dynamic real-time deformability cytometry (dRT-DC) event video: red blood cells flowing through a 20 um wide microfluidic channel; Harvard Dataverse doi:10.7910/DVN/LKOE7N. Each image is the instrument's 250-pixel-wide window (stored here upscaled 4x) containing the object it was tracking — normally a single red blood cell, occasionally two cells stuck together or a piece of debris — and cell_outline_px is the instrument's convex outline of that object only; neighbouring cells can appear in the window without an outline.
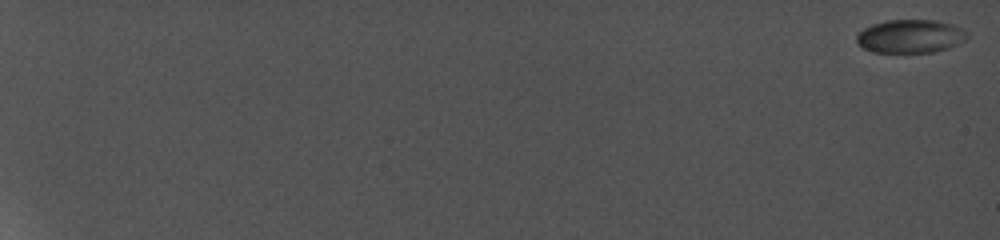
{"species": "common noctule bat (a hibernating species)", "species_latin": "Nyctalus noctula", "temperature_condition": "cold", "stored_images_in_passage": 14, "camera_frame_rate_fps": 5000, "um_per_image_px": 0.085, "animal": {"sex": "female", "body_mass_g": 19.0, "forearm_length_mm": 56.7}, "frame": {"image": 1, "passage_image": 1, "time_ms": 0.0, "image_size_px": [1000, 240], "cell_outline_px": [[968, 36], [964, 40], [948, 48], [932, 52], [872, 52], [856, 44], [856, 36], [864, 28], [872, 24], [888, 20], [932, 20], [952, 24], [968, 32]], "centroid_in_image_um": [77.35, 3.08], "position_along_channel_um": 7.7, "area_um2": 21.39}}
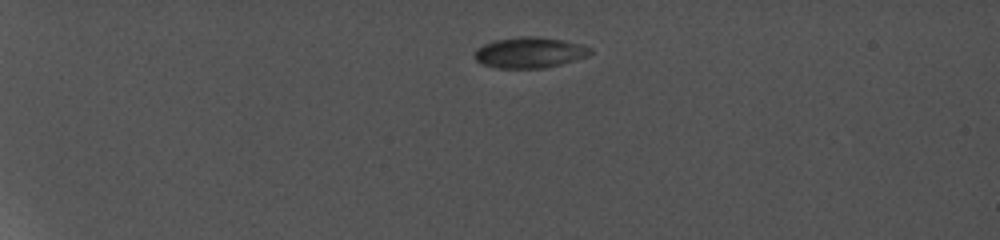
{"frame": {"image": 2, "passage_image": 7, "time_ms": 5.6, "image_size_px": [1000, 240], "cell_outline_px": [[592, 52], [588, 56], [576, 60], [544, 68], [496, 68], [480, 64], [472, 56], [476, 48], [484, 44], [496, 40], [524, 36], [536, 36], [564, 40], [580, 44], [592, 48]], "centroid_in_image_um": [44.99, 4.47], "position_along_channel_um": 40.0, "area_um2": 20.92}}
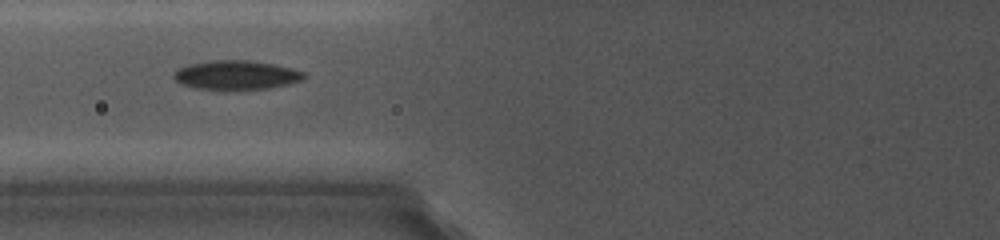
{"frame": {"image": 3, "passage_image": 12, "time_ms": 9.8, "image_size_px": [1000, 240], "cell_outline_px": [[308, 76], [300, 80], [284, 84], [264, 88], [200, 88], [184, 84], [176, 80], [176, 68], [188, 64], [208, 60], [248, 60], [276, 64], [292, 68], [304, 72]], "centroid_in_image_um": [20.11, 6.33], "position_along_channel_um": 105.7, "area_um2": 21.39}}